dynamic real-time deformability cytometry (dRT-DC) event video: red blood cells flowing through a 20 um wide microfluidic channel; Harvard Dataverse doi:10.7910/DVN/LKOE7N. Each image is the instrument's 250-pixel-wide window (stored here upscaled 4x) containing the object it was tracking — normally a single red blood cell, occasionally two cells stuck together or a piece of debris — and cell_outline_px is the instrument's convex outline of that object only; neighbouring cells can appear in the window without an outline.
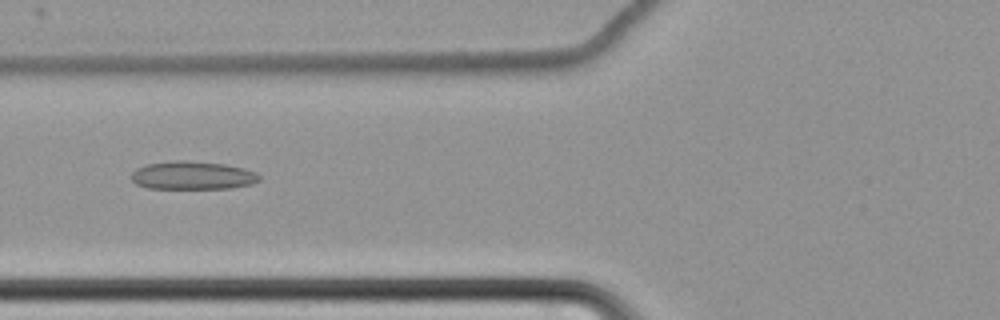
{"species": "common noctule bat (a hibernating species)", "species_latin": "Nyctalus noctula", "temperature_condition": "cold", "stored_images_in_passage": 64, "camera_frame_rate_fps": 3000, "um_per_image_px": 0.085, "animal": {"sex": "female", "body_mass_g": 22.7, "forearm_length_mm": 54.2}, "frame": {"image": 1, "passage_image": 28, "time_ms": 9.0, "image_size_px": [1000, 320], "cell_outline_px": [[260, 180], [252, 184], [232, 188], [148, 188], [136, 184], [132, 180], [132, 172], [136, 168], [148, 164], [172, 160], [184, 160], [224, 164], [244, 168], [256, 172], [260, 176]], "centroid_in_image_um": [16.38, 14.9], "position_along_channel_um": 109.4, "area_um2": 21.04}}
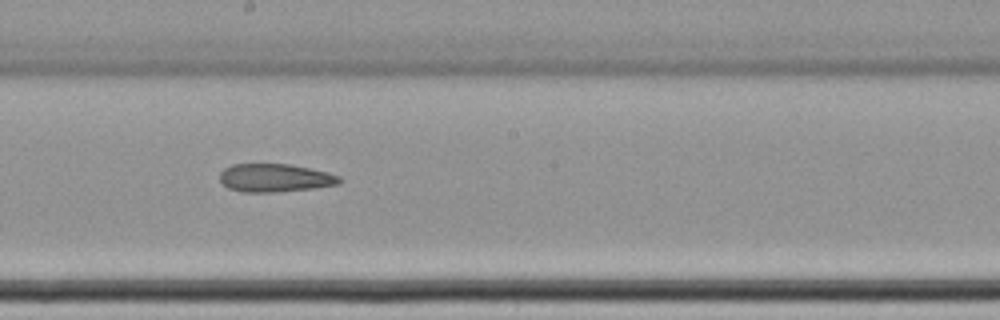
{"frame": {"image": 2, "passage_image": 38, "time_ms": 12.333, "image_size_px": [1000, 320], "cell_outline_px": [[340, 184], [316, 188], [276, 192], [240, 192], [228, 188], [220, 180], [220, 172], [224, 168], [232, 164], [288, 164], [328, 172], [340, 176]], "centroid_in_image_um": [23.36, 15.13], "position_along_channel_um": 224.8, "area_um2": 19.71}}
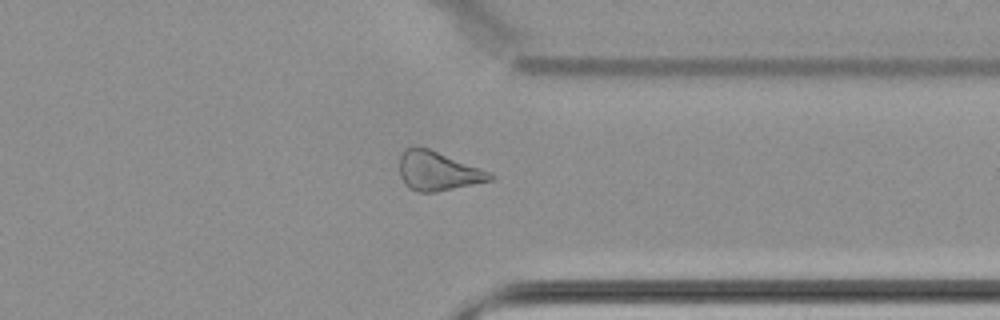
{"frame": {"image": 3, "passage_image": 51, "time_ms": 16.667, "image_size_px": [1000, 320], "cell_outline_px": [[496, 176], [492, 180], [436, 192], [420, 192], [408, 188], [404, 184], [400, 176], [400, 152], [404, 148], [428, 148], [492, 172]], "centroid_in_image_um": [37.22, 14.55], "position_along_channel_um": 374.2, "area_um2": 20.63}}